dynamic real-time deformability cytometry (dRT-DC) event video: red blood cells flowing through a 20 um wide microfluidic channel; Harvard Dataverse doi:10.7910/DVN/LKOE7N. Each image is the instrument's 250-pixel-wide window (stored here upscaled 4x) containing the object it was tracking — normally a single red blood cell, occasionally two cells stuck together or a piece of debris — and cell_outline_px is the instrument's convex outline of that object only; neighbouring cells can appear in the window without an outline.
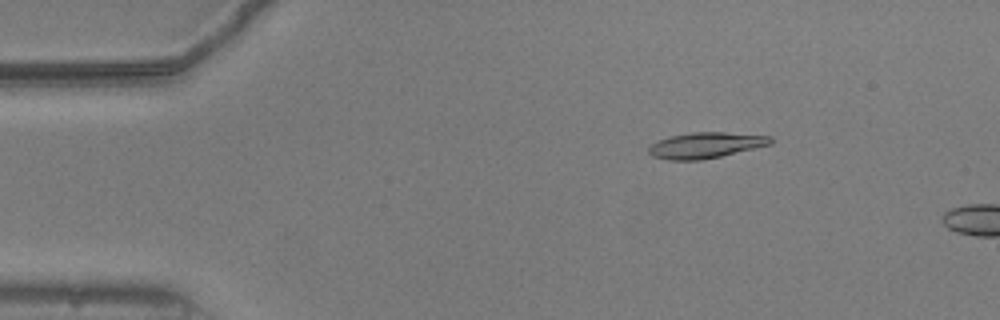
{"species": "common noctule bat (a hibernating species)", "species_latin": "Nyctalus noctula", "temperature_condition": "warm", "stored_images_in_passage": 11, "camera_frame_rate_fps": 3000, "um_per_image_px": 0.085, "animal": {"sex": "male", "body_mass_g": 20.5, "forearm_length_mm": 52.5}, "frame": {"image": 1, "passage_image": 8, "time_ms": 2.333, "image_size_px": [1000, 320], "cell_outline_px": [[772, 144], [720, 156], [700, 160], [668, 160], [652, 156], [648, 152], [648, 148], [652, 144], [660, 140], [672, 136], [692, 132], [724, 132], [772, 136]], "centroid_in_image_um": [59.99, 12.34], "position_along_channel_um": 25.0, "area_um2": 18.15}}